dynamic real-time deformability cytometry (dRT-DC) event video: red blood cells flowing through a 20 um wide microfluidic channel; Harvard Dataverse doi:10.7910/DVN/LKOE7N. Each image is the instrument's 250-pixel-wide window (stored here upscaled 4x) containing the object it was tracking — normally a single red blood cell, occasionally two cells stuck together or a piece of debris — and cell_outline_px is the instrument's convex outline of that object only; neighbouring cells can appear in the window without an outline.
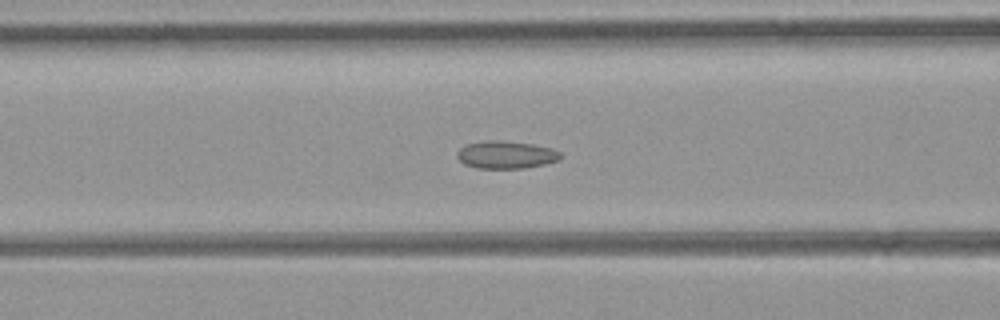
{"species": "common noctule bat (a hibernating species)", "species_latin": "Nyctalus noctula", "temperature_condition": "room temperature", "stored_images_in_passage": 45, "camera_frame_rate_fps": 3000, "um_per_image_px": 0.085, "animal": {"sex": "female", "body_mass_g": 21.9}, "frame": {"image": 1, "passage_image": 16, "time_ms": 5.0, "image_size_px": [1000, 320], "cell_outline_px": [[560, 160], [544, 164], [524, 168], [476, 168], [464, 164], [456, 156], [456, 152], [460, 148], [468, 144], [492, 140], [496, 140], [532, 144], [552, 148], [560, 152]], "centroid_in_image_um": [43.01, 13.16], "position_along_channel_um": 123.6, "area_um2": 16.47}}
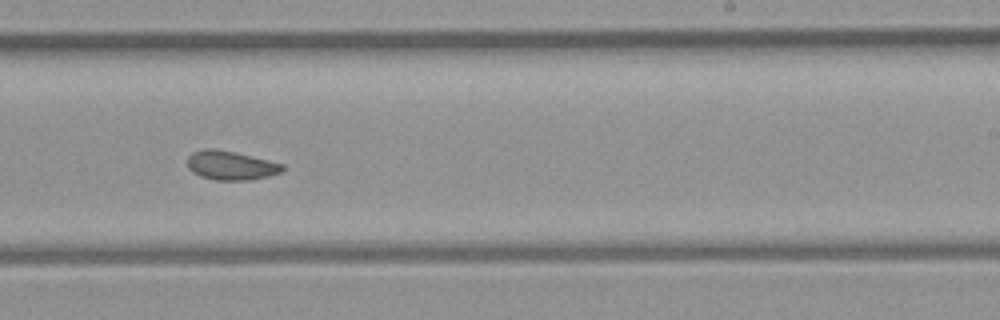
{"frame": {"image": 2, "passage_image": 26, "time_ms": 8.333, "image_size_px": [1000, 320], "cell_outline_px": [[284, 168], [280, 172], [268, 176], [252, 180], [216, 180], [200, 176], [192, 172], [188, 168], [188, 156], [192, 152], [204, 148], [212, 148], [232, 152], [268, 160], [284, 164]], "centroid_in_image_um": [19.59, 14.07], "position_along_channel_um": 269.4, "area_um2": 15.95}}
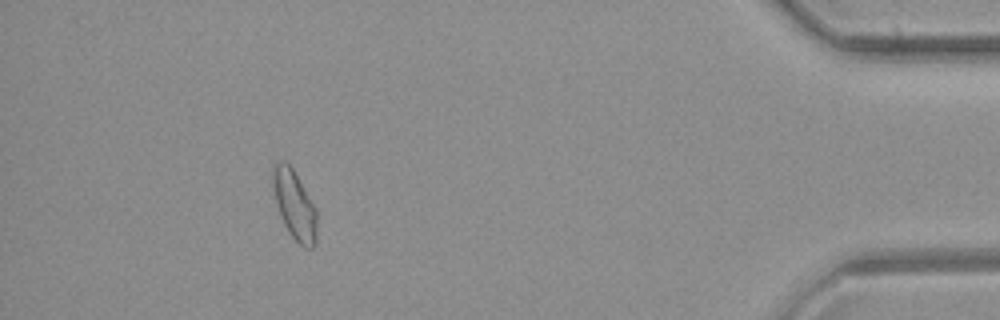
{"frame": {"image": 3, "passage_image": 40, "time_ms": 13.0, "image_size_px": [1000, 320], "cell_outline_px": [[316, 244], [312, 248], [304, 248], [288, 232], [280, 216], [276, 204], [272, 188], [272, 164], [280, 160], [288, 160], [316, 208]], "centroid_in_image_um": [25.0, 17.36], "position_along_channel_um": 410.2, "area_um2": 18.03}, "authors_computed_cell_mechanics": {"area_um2": 16.8776, "velocity_mm_per_s": 4.3808, "shape_relaxation_time_tau1_ms": null, "shape_relaxation_time_tau2_ms": 1.9979, "deformation_change_tau1": null, "deformation_change_tau2": 0.0724}}